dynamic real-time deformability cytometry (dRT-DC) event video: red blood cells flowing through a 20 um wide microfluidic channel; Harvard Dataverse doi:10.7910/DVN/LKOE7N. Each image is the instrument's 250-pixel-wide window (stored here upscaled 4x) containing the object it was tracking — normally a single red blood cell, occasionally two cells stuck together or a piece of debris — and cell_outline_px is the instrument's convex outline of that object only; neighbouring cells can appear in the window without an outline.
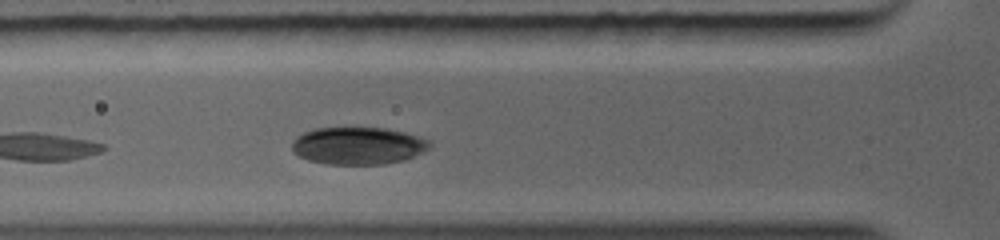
{"species": "common noctule bat (a hibernating species)", "species_latin": "Nyctalus noctula", "temperature_condition": "warm", "stored_images_in_passage": 8, "camera_frame_rate_fps": 5000, "um_per_image_px": 0.085, "animal": {"sex": "female", "body_mass_g": 19.0, "forearm_length_mm": 56.7}, "frame": {"image": 1, "passage_image": 3, "time_ms": 1.0, "image_size_px": [1000, 240], "cell_outline_px": [[432, 144], [428, 148], [404, 160], [384, 164], [328, 164], [308, 160], [292, 152], [292, 144], [296, 136], [304, 132], [316, 128], [384, 128], [404, 132], [420, 136], [432, 140]], "centroid_in_image_um": [30.44, 12.38], "position_along_channel_um": 95.4, "area_um2": 29.94}}